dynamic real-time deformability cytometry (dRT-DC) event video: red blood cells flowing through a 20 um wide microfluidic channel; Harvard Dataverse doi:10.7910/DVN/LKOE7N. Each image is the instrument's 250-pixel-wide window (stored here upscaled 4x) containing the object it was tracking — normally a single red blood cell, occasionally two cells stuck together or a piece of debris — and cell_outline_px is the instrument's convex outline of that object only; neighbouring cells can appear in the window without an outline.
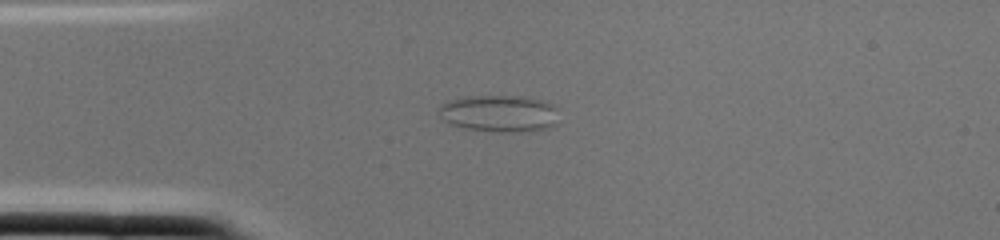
{"species": "common noctule bat (a hibernating species)", "species_latin": "Nyctalus noctula", "temperature_condition": "cold", "stored_images_in_passage": 1, "camera_frame_rate_fps": 3000, "um_per_image_px": 0.085, "animal": {"sex": "female", "body_mass_g": 22.0, "forearm_length_mm": 56.7}, "frame": {"image": 1, "passage_image": 1, "time_ms": 0.0, "image_size_px": [1000, 240], "cell_outline_px": [[556, 124], [548, 128], [520, 132], [500, 132], [464, 128], [448, 124], [440, 116], [440, 104], [448, 100], [468, 96], [516, 96], [540, 100], [556, 104]], "centroid_in_image_um": [42.42, 9.65], "position_along_channel_um": 42.6, "area_um2": 25.84}}